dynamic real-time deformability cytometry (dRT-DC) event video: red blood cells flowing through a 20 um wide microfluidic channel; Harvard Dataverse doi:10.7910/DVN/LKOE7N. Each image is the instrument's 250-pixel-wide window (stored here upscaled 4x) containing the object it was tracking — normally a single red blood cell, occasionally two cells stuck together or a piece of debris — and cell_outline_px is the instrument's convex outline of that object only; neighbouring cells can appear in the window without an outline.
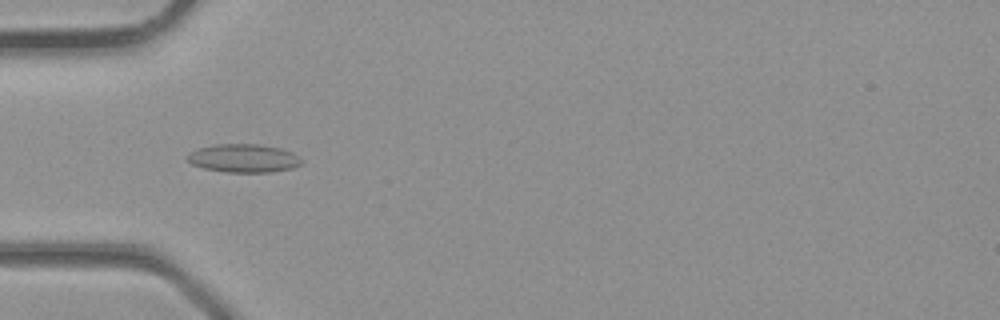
{"species": "common noctule bat (a hibernating species)", "species_latin": "Nyctalus noctula", "temperature_condition": "room temperature", "stored_images_in_passage": 3, "camera_frame_rate_fps": 3000, "um_per_image_px": 0.085, "animal": {"sex": "male", "body_mass_g": 23.1, "forearm_length_mm": 52.7}, "frame": {"image": 1, "passage_image": 3, "time_ms": 0.667, "image_size_px": [1000, 320], "cell_outline_px": [[304, 160], [300, 164], [292, 168], [272, 172], [228, 172], [204, 168], [192, 164], [184, 160], [184, 156], [188, 152], [200, 148], [216, 144], [260, 144], [280, 148], [292, 152], [300, 156]], "centroid_in_image_um": [20.69, 13.44], "position_along_channel_um": 64.3, "area_um2": 19.07}}